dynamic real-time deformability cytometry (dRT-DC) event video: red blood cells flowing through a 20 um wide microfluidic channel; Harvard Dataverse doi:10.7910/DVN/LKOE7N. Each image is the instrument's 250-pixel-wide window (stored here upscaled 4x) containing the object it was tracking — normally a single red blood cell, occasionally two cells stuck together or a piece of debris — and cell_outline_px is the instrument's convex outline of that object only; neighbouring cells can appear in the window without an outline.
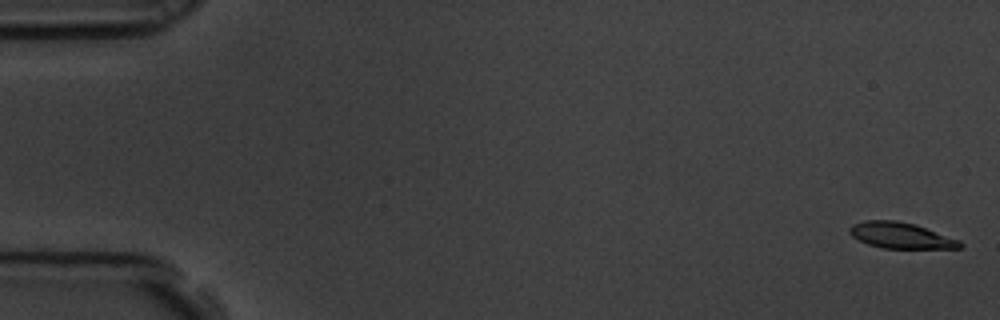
{"species": "common noctule bat (a hibernating species)", "species_latin": "Nyctalus noctula", "temperature_condition": "room temperature", "stored_images_in_passage": 4, "camera_frame_rate_fps": 3000, "um_per_image_px": 0.085, "animal": {"sex": "male", "body_mass_g": 19.5, "forearm_length_mm": 54.6}, "frame": {"image": 1, "passage_image": 1, "time_ms": 0.0, "image_size_px": [1000, 320], "cell_outline_px": [[964, 244], [960, 248], [884, 248], [868, 244], [852, 236], [848, 232], [848, 228], [852, 224], [864, 220], [896, 220], [916, 224], [960, 240]], "centroid_in_image_um": [76.56, 20.0], "position_along_channel_um": 8.4, "area_um2": 16.76}}